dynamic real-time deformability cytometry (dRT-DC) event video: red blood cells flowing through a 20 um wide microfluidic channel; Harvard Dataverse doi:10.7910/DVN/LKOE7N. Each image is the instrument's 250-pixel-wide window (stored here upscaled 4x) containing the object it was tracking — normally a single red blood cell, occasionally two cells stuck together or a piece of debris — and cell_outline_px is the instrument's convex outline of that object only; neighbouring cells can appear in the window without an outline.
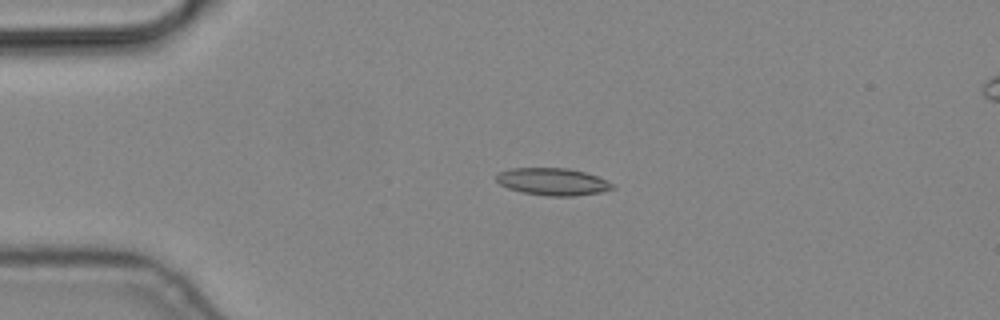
{"species": "common noctule bat (a hibernating species)", "species_latin": "Nyctalus noctula", "temperature_condition": "cold", "stored_images_in_passage": 6, "camera_frame_rate_fps": 3000, "um_per_image_px": 0.085, "animal": {"sex": "male", "body_mass_g": 19.2, "forearm_length_mm": 51.8}, "frame": {"image": 1, "passage_image": 4, "time_ms": 1.0, "image_size_px": [1000, 320], "cell_outline_px": [[616, 188], [600, 192], [572, 196], [548, 196], [524, 192], [508, 188], [500, 184], [496, 180], [496, 176], [500, 172], [512, 168], [568, 168], [584, 172], [596, 176], [616, 184]], "centroid_in_image_um": [47.01, 15.44], "position_along_channel_um": 38.0, "area_um2": 18.32}}